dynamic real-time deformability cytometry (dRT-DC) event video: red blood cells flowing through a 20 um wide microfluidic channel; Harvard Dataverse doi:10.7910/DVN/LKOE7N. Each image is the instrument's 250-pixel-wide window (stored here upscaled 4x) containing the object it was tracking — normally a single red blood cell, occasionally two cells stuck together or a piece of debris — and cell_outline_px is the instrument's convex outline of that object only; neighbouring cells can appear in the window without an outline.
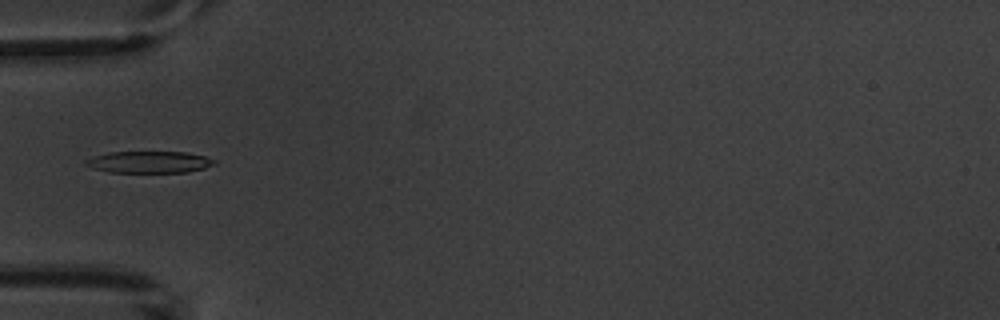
{"species": "common noctule bat (a hibernating species)", "species_latin": "Nyctalus noctula", "temperature_condition": "warm", "stored_images_in_passage": 5, "camera_frame_rate_fps": 3000, "um_per_image_px": 0.085, "animal": {"sex": "male", "body_mass_g": 20.1, "forearm_length_mm": 53.5}, "frame": {"image": 1, "passage_image": 5, "time_ms": 4.667, "image_size_px": [1000, 320], "cell_outline_px": [[216, 164], [204, 168], [188, 172], [108, 172], [92, 168], [84, 164], [84, 160], [108, 152], [188, 152], [204, 156], [216, 160]], "centroid_in_image_um": [12.69, 13.77], "position_along_channel_um": 72.3, "area_um2": 16.3}}